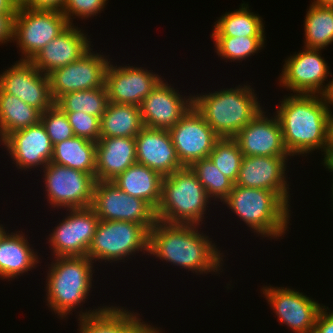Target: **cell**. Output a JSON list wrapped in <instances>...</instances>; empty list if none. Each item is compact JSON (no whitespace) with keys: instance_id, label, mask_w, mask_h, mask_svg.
I'll return each mask as SVG.
<instances>
[{"instance_id":"cell-2","label":"cell","mask_w":333,"mask_h":333,"mask_svg":"<svg viewBox=\"0 0 333 333\" xmlns=\"http://www.w3.org/2000/svg\"><path fill=\"white\" fill-rule=\"evenodd\" d=\"M199 228V225L156 220L149 231L148 255L181 269H188L196 275L211 272L220 274L223 272L225 255Z\"/></svg>"},{"instance_id":"cell-19","label":"cell","mask_w":333,"mask_h":333,"mask_svg":"<svg viewBox=\"0 0 333 333\" xmlns=\"http://www.w3.org/2000/svg\"><path fill=\"white\" fill-rule=\"evenodd\" d=\"M288 156H243L237 186L274 191L290 207Z\"/></svg>"},{"instance_id":"cell-27","label":"cell","mask_w":333,"mask_h":333,"mask_svg":"<svg viewBox=\"0 0 333 333\" xmlns=\"http://www.w3.org/2000/svg\"><path fill=\"white\" fill-rule=\"evenodd\" d=\"M162 179L159 172L136 162L112 182L128 195L146 201L156 210L161 200Z\"/></svg>"},{"instance_id":"cell-31","label":"cell","mask_w":333,"mask_h":333,"mask_svg":"<svg viewBox=\"0 0 333 333\" xmlns=\"http://www.w3.org/2000/svg\"><path fill=\"white\" fill-rule=\"evenodd\" d=\"M40 115L34 107L0 89V142L12 132L37 124Z\"/></svg>"},{"instance_id":"cell-33","label":"cell","mask_w":333,"mask_h":333,"mask_svg":"<svg viewBox=\"0 0 333 333\" xmlns=\"http://www.w3.org/2000/svg\"><path fill=\"white\" fill-rule=\"evenodd\" d=\"M109 103L105 84L100 88L73 91L61 96L55 104L64 112H84L101 118Z\"/></svg>"},{"instance_id":"cell-20","label":"cell","mask_w":333,"mask_h":333,"mask_svg":"<svg viewBox=\"0 0 333 333\" xmlns=\"http://www.w3.org/2000/svg\"><path fill=\"white\" fill-rule=\"evenodd\" d=\"M0 144L7 149L12 163L21 171L40 166L44 168L52 160L53 144L41 121L12 132Z\"/></svg>"},{"instance_id":"cell-12","label":"cell","mask_w":333,"mask_h":333,"mask_svg":"<svg viewBox=\"0 0 333 333\" xmlns=\"http://www.w3.org/2000/svg\"><path fill=\"white\" fill-rule=\"evenodd\" d=\"M67 211L47 239L51 254L54 257L87 256L100 219L90 207Z\"/></svg>"},{"instance_id":"cell-22","label":"cell","mask_w":333,"mask_h":333,"mask_svg":"<svg viewBox=\"0 0 333 333\" xmlns=\"http://www.w3.org/2000/svg\"><path fill=\"white\" fill-rule=\"evenodd\" d=\"M100 307L79 312V333H158L161 330L144 322L139 313L128 311L125 307Z\"/></svg>"},{"instance_id":"cell-39","label":"cell","mask_w":333,"mask_h":333,"mask_svg":"<svg viewBox=\"0 0 333 333\" xmlns=\"http://www.w3.org/2000/svg\"><path fill=\"white\" fill-rule=\"evenodd\" d=\"M107 1L108 0H65L61 12L69 24H73V19L76 17L83 20L97 16L96 14L101 13L105 8Z\"/></svg>"},{"instance_id":"cell-28","label":"cell","mask_w":333,"mask_h":333,"mask_svg":"<svg viewBox=\"0 0 333 333\" xmlns=\"http://www.w3.org/2000/svg\"><path fill=\"white\" fill-rule=\"evenodd\" d=\"M143 128L140 109L135 105L109 102L100 118V138H135Z\"/></svg>"},{"instance_id":"cell-29","label":"cell","mask_w":333,"mask_h":333,"mask_svg":"<svg viewBox=\"0 0 333 333\" xmlns=\"http://www.w3.org/2000/svg\"><path fill=\"white\" fill-rule=\"evenodd\" d=\"M96 142L74 136L53 145L52 163L95 175Z\"/></svg>"},{"instance_id":"cell-3","label":"cell","mask_w":333,"mask_h":333,"mask_svg":"<svg viewBox=\"0 0 333 333\" xmlns=\"http://www.w3.org/2000/svg\"><path fill=\"white\" fill-rule=\"evenodd\" d=\"M256 95L246 83L192 95L193 107L220 138H233L265 109Z\"/></svg>"},{"instance_id":"cell-44","label":"cell","mask_w":333,"mask_h":333,"mask_svg":"<svg viewBox=\"0 0 333 333\" xmlns=\"http://www.w3.org/2000/svg\"><path fill=\"white\" fill-rule=\"evenodd\" d=\"M322 155H324V158L321 164H323L325 169H327L329 172H332L331 174H333V139Z\"/></svg>"},{"instance_id":"cell-26","label":"cell","mask_w":333,"mask_h":333,"mask_svg":"<svg viewBox=\"0 0 333 333\" xmlns=\"http://www.w3.org/2000/svg\"><path fill=\"white\" fill-rule=\"evenodd\" d=\"M29 244L25 233L8 232L0 241V278L14 280L31 269H35L40 258ZM37 264V265H36Z\"/></svg>"},{"instance_id":"cell-43","label":"cell","mask_w":333,"mask_h":333,"mask_svg":"<svg viewBox=\"0 0 333 333\" xmlns=\"http://www.w3.org/2000/svg\"><path fill=\"white\" fill-rule=\"evenodd\" d=\"M19 0H0V13L16 14Z\"/></svg>"},{"instance_id":"cell-5","label":"cell","mask_w":333,"mask_h":333,"mask_svg":"<svg viewBox=\"0 0 333 333\" xmlns=\"http://www.w3.org/2000/svg\"><path fill=\"white\" fill-rule=\"evenodd\" d=\"M53 258L48 265L45 301L59 319H64L88 299L95 266L87 256Z\"/></svg>"},{"instance_id":"cell-25","label":"cell","mask_w":333,"mask_h":333,"mask_svg":"<svg viewBox=\"0 0 333 333\" xmlns=\"http://www.w3.org/2000/svg\"><path fill=\"white\" fill-rule=\"evenodd\" d=\"M137 162L135 138H99L96 144L97 181H112Z\"/></svg>"},{"instance_id":"cell-7","label":"cell","mask_w":333,"mask_h":333,"mask_svg":"<svg viewBox=\"0 0 333 333\" xmlns=\"http://www.w3.org/2000/svg\"><path fill=\"white\" fill-rule=\"evenodd\" d=\"M139 252H149V230L144 225L100 220L87 257L94 263H119L132 259L134 254Z\"/></svg>"},{"instance_id":"cell-21","label":"cell","mask_w":333,"mask_h":333,"mask_svg":"<svg viewBox=\"0 0 333 333\" xmlns=\"http://www.w3.org/2000/svg\"><path fill=\"white\" fill-rule=\"evenodd\" d=\"M269 116L262 110L233 138L243 156H289L291 160L283 143L280 122L275 114Z\"/></svg>"},{"instance_id":"cell-4","label":"cell","mask_w":333,"mask_h":333,"mask_svg":"<svg viewBox=\"0 0 333 333\" xmlns=\"http://www.w3.org/2000/svg\"><path fill=\"white\" fill-rule=\"evenodd\" d=\"M222 202L262 238L280 239L289 231L290 207L274 191L234 184Z\"/></svg>"},{"instance_id":"cell-13","label":"cell","mask_w":333,"mask_h":333,"mask_svg":"<svg viewBox=\"0 0 333 333\" xmlns=\"http://www.w3.org/2000/svg\"><path fill=\"white\" fill-rule=\"evenodd\" d=\"M261 291L279 323L295 333L314 332L317 316L325 305L289 287L264 285Z\"/></svg>"},{"instance_id":"cell-47","label":"cell","mask_w":333,"mask_h":333,"mask_svg":"<svg viewBox=\"0 0 333 333\" xmlns=\"http://www.w3.org/2000/svg\"><path fill=\"white\" fill-rule=\"evenodd\" d=\"M10 230H5L4 225L0 224V241Z\"/></svg>"},{"instance_id":"cell-41","label":"cell","mask_w":333,"mask_h":333,"mask_svg":"<svg viewBox=\"0 0 333 333\" xmlns=\"http://www.w3.org/2000/svg\"><path fill=\"white\" fill-rule=\"evenodd\" d=\"M15 16L16 14L0 13V44L13 41Z\"/></svg>"},{"instance_id":"cell-36","label":"cell","mask_w":333,"mask_h":333,"mask_svg":"<svg viewBox=\"0 0 333 333\" xmlns=\"http://www.w3.org/2000/svg\"><path fill=\"white\" fill-rule=\"evenodd\" d=\"M208 158L227 178L236 183L243 154L234 138H219Z\"/></svg>"},{"instance_id":"cell-6","label":"cell","mask_w":333,"mask_h":333,"mask_svg":"<svg viewBox=\"0 0 333 333\" xmlns=\"http://www.w3.org/2000/svg\"><path fill=\"white\" fill-rule=\"evenodd\" d=\"M211 200L191 168L183 167L163 177L156 219L171 224L202 226Z\"/></svg>"},{"instance_id":"cell-32","label":"cell","mask_w":333,"mask_h":333,"mask_svg":"<svg viewBox=\"0 0 333 333\" xmlns=\"http://www.w3.org/2000/svg\"><path fill=\"white\" fill-rule=\"evenodd\" d=\"M307 10L303 47L326 49L333 43V7L319 6L312 1Z\"/></svg>"},{"instance_id":"cell-30","label":"cell","mask_w":333,"mask_h":333,"mask_svg":"<svg viewBox=\"0 0 333 333\" xmlns=\"http://www.w3.org/2000/svg\"><path fill=\"white\" fill-rule=\"evenodd\" d=\"M240 5L239 9L226 12L214 22L211 37H266L261 16L251 12L249 4Z\"/></svg>"},{"instance_id":"cell-15","label":"cell","mask_w":333,"mask_h":333,"mask_svg":"<svg viewBox=\"0 0 333 333\" xmlns=\"http://www.w3.org/2000/svg\"><path fill=\"white\" fill-rule=\"evenodd\" d=\"M0 73V89L18 97L41 114L55 104L48 75L40 72L30 61L18 60Z\"/></svg>"},{"instance_id":"cell-37","label":"cell","mask_w":333,"mask_h":333,"mask_svg":"<svg viewBox=\"0 0 333 333\" xmlns=\"http://www.w3.org/2000/svg\"><path fill=\"white\" fill-rule=\"evenodd\" d=\"M40 121L53 145L75 136L66 113L56 104L40 115Z\"/></svg>"},{"instance_id":"cell-45","label":"cell","mask_w":333,"mask_h":333,"mask_svg":"<svg viewBox=\"0 0 333 333\" xmlns=\"http://www.w3.org/2000/svg\"><path fill=\"white\" fill-rule=\"evenodd\" d=\"M332 80L330 81V85L329 88L326 92V94L324 95L326 98V101L328 102L329 106L333 108V74L331 75Z\"/></svg>"},{"instance_id":"cell-34","label":"cell","mask_w":333,"mask_h":333,"mask_svg":"<svg viewBox=\"0 0 333 333\" xmlns=\"http://www.w3.org/2000/svg\"><path fill=\"white\" fill-rule=\"evenodd\" d=\"M190 168L214 201L222 202L233 189L234 183L209 158L195 161Z\"/></svg>"},{"instance_id":"cell-11","label":"cell","mask_w":333,"mask_h":333,"mask_svg":"<svg viewBox=\"0 0 333 333\" xmlns=\"http://www.w3.org/2000/svg\"><path fill=\"white\" fill-rule=\"evenodd\" d=\"M321 50L304 47L285 59L282 74L278 77L280 86L294 94L325 95L330 85V81L326 84L325 81L332 73Z\"/></svg>"},{"instance_id":"cell-48","label":"cell","mask_w":333,"mask_h":333,"mask_svg":"<svg viewBox=\"0 0 333 333\" xmlns=\"http://www.w3.org/2000/svg\"><path fill=\"white\" fill-rule=\"evenodd\" d=\"M331 190H332V195H331V197H332V199H333V182H332ZM332 201H333V200H332ZM332 204H333V202H332ZM332 209H333V208H332Z\"/></svg>"},{"instance_id":"cell-17","label":"cell","mask_w":333,"mask_h":333,"mask_svg":"<svg viewBox=\"0 0 333 333\" xmlns=\"http://www.w3.org/2000/svg\"><path fill=\"white\" fill-rule=\"evenodd\" d=\"M109 62L105 71V87L109 102L140 106L162 79L153 70L142 67L116 66ZM161 76V77H160Z\"/></svg>"},{"instance_id":"cell-1","label":"cell","mask_w":333,"mask_h":333,"mask_svg":"<svg viewBox=\"0 0 333 333\" xmlns=\"http://www.w3.org/2000/svg\"><path fill=\"white\" fill-rule=\"evenodd\" d=\"M287 96H283L274 114L290 156H307L315 149L325 152L333 139V110L325 96L293 93Z\"/></svg>"},{"instance_id":"cell-8","label":"cell","mask_w":333,"mask_h":333,"mask_svg":"<svg viewBox=\"0 0 333 333\" xmlns=\"http://www.w3.org/2000/svg\"><path fill=\"white\" fill-rule=\"evenodd\" d=\"M69 25L61 11L35 10L18 6L14 21L13 43L16 42V47L20 48L18 49L21 52L20 60L30 61Z\"/></svg>"},{"instance_id":"cell-23","label":"cell","mask_w":333,"mask_h":333,"mask_svg":"<svg viewBox=\"0 0 333 333\" xmlns=\"http://www.w3.org/2000/svg\"><path fill=\"white\" fill-rule=\"evenodd\" d=\"M84 30L70 24L61 34L51 40L30 62L43 74L77 61L91 49L92 42Z\"/></svg>"},{"instance_id":"cell-38","label":"cell","mask_w":333,"mask_h":333,"mask_svg":"<svg viewBox=\"0 0 333 333\" xmlns=\"http://www.w3.org/2000/svg\"><path fill=\"white\" fill-rule=\"evenodd\" d=\"M75 136L96 142L100 138V118L84 112H65Z\"/></svg>"},{"instance_id":"cell-9","label":"cell","mask_w":333,"mask_h":333,"mask_svg":"<svg viewBox=\"0 0 333 333\" xmlns=\"http://www.w3.org/2000/svg\"><path fill=\"white\" fill-rule=\"evenodd\" d=\"M41 170L44 173V191L50 206L57 209L91 206L97 181L95 175L52 162Z\"/></svg>"},{"instance_id":"cell-46","label":"cell","mask_w":333,"mask_h":333,"mask_svg":"<svg viewBox=\"0 0 333 333\" xmlns=\"http://www.w3.org/2000/svg\"><path fill=\"white\" fill-rule=\"evenodd\" d=\"M319 6L333 7V0H313Z\"/></svg>"},{"instance_id":"cell-35","label":"cell","mask_w":333,"mask_h":333,"mask_svg":"<svg viewBox=\"0 0 333 333\" xmlns=\"http://www.w3.org/2000/svg\"><path fill=\"white\" fill-rule=\"evenodd\" d=\"M214 39L215 52L222 59L242 61L265 47L266 37H211Z\"/></svg>"},{"instance_id":"cell-24","label":"cell","mask_w":333,"mask_h":333,"mask_svg":"<svg viewBox=\"0 0 333 333\" xmlns=\"http://www.w3.org/2000/svg\"><path fill=\"white\" fill-rule=\"evenodd\" d=\"M137 163L163 177L183 168L169 130L144 127L135 137Z\"/></svg>"},{"instance_id":"cell-42","label":"cell","mask_w":333,"mask_h":333,"mask_svg":"<svg viewBox=\"0 0 333 333\" xmlns=\"http://www.w3.org/2000/svg\"><path fill=\"white\" fill-rule=\"evenodd\" d=\"M313 333H333V310H330L328 306L320 310Z\"/></svg>"},{"instance_id":"cell-18","label":"cell","mask_w":333,"mask_h":333,"mask_svg":"<svg viewBox=\"0 0 333 333\" xmlns=\"http://www.w3.org/2000/svg\"><path fill=\"white\" fill-rule=\"evenodd\" d=\"M163 79L139 106L144 127L169 130L193 106L192 94L186 97L181 95L179 90Z\"/></svg>"},{"instance_id":"cell-10","label":"cell","mask_w":333,"mask_h":333,"mask_svg":"<svg viewBox=\"0 0 333 333\" xmlns=\"http://www.w3.org/2000/svg\"><path fill=\"white\" fill-rule=\"evenodd\" d=\"M90 208L100 220L135 222L149 231L157 220L146 201L128 195L112 181H96Z\"/></svg>"},{"instance_id":"cell-16","label":"cell","mask_w":333,"mask_h":333,"mask_svg":"<svg viewBox=\"0 0 333 333\" xmlns=\"http://www.w3.org/2000/svg\"><path fill=\"white\" fill-rule=\"evenodd\" d=\"M180 163L190 167L195 161L208 158L220 138L205 119L192 108L169 129Z\"/></svg>"},{"instance_id":"cell-40","label":"cell","mask_w":333,"mask_h":333,"mask_svg":"<svg viewBox=\"0 0 333 333\" xmlns=\"http://www.w3.org/2000/svg\"><path fill=\"white\" fill-rule=\"evenodd\" d=\"M65 0H19V6L35 10L61 11Z\"/></svg>"},{"instance_id":"cell-14","label":"cell","mask_w":333,"mask_h":333,"mask_svg":"<svg viewBox=\"0 0 333 333\" xmlns=\"http://www.w3.org/2000/svg\"><path fill=\"white\" fill-rule=\"evenodd\" d=\"M105 56L91 48L77 61L49 73L48 79L54 101L69 92L102 87L105 83L107 65L112 60Z\"/></svg>"}]
</instances>
